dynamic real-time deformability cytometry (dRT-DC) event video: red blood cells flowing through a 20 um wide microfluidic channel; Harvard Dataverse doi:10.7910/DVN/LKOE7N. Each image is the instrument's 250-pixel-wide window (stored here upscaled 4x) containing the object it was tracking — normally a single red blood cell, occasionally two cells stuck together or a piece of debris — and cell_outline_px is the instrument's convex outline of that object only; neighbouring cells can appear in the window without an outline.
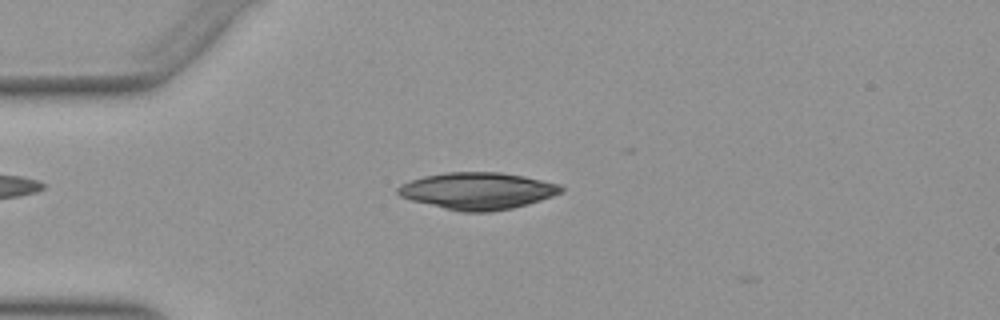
{"species": "Egyptian fruit bat (a non-hibernating species)", "species_latin": "Rousettus aegyptiacus", "temperature_condition": "warm", "stored_images_in_passage": 6, "camera_frame_rate_fps": 3000, "um_per_image_px": 0.085, "animal": {"sex": "female"}, "frame": {"image": 1, "passage_image": 3, "time_ms": 0.667, "image_size_px": [1000, 320], "cell_outline_px": [[564, 188], [560, 192], [552, 196], [528, 204], [512, 208], [492, 212], [460, 212], [412, 200], [400, 196], [396, 192], [396, 188], [400, 184], [424, 176], [448, 172], [500, 172], [524, 176], [560, 184]], "centroid_in_image_um": [40.59, 16.22], "position_along_channel_um": 44.4, "area_um2": 35.03}}